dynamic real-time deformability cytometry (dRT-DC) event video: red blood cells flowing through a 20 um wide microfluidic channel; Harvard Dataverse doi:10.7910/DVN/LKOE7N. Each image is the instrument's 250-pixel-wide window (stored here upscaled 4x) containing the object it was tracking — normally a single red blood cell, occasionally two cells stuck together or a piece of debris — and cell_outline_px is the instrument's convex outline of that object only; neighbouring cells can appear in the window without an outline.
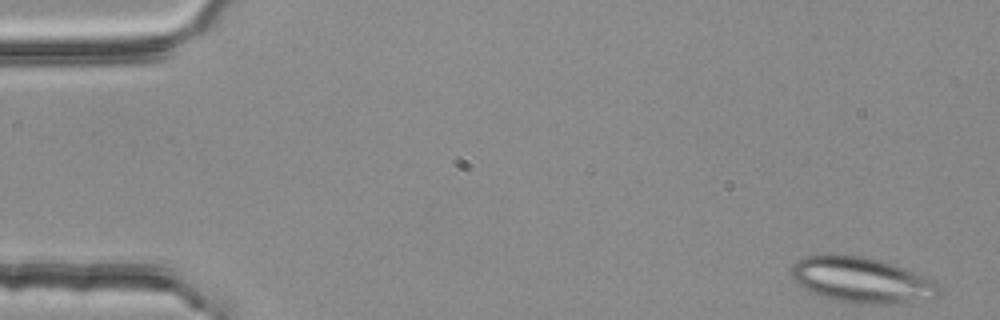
{"species": "common noctule bat (a hibernating species)", "species_latin": "Nyctalus noctula", "temperature_condition": "room temperature", "stored_images_in_passage": 50, "segment_of_instrument_passage": [1, 2], "camera_frame_rate_fps": 3000, "um_per_image_px": 0.085, "animal": {"sex": "female", "body_mass_g": 25.1}, "frame": {"image": 1, "passage_image": 1, "time_ms": 0.0, "image_size_px": [1000, 320], "cell_outline_px": [[940, 292], [936, 296], [896, 304], [856, 304], [836, 300], [808, 292], [792, 276], [792, 264], [796, 260], [804, 256], [864, 256], [896, 264], [936, 280], [940, 284]], "centroid_in_image_um": [73.29, 23.81], "position_along_channel_um": 11.7, "area_um2": 39.07}}